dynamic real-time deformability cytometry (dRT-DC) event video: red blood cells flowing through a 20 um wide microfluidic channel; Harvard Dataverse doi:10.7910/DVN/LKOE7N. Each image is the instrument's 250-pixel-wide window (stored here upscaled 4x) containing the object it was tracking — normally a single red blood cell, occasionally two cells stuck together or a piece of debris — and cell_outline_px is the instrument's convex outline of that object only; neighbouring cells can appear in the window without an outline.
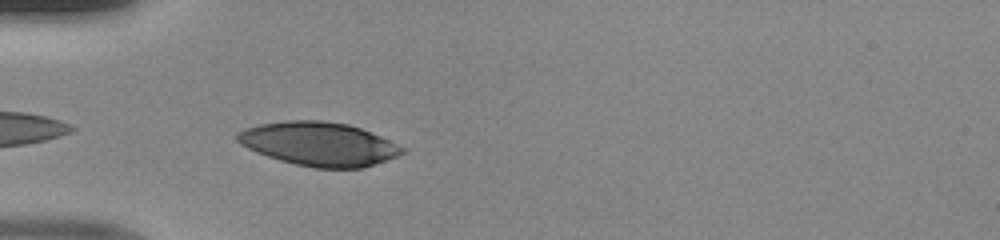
{"species": "human", "species_latin": "Homo sapiens", "temperature_condition": "room temperature", "stored_images_in_passage": 11, "camera_frame_rate_fps": 3000, "um_per_image_px": 0.085, "donor": {"sex": "male"}, "frame": {"image": 1, "passage_image": 2, "time_ms": 0.333, "image_size_px": [1000, 240], "cell_outline_px": [[408, 152], [364, 168], [316, 168], [296, 164], [280, 160], [256, 152], [240, 144], [236, 140], [236, 132], [244, 128], [260, 124], [284, 120], [320, 120], [348, 124], [360, 128], [380, 136], [408, 148]], "centroid_in_image_um": [27.13, 12.23], "position_along_channel_um": 57.9, "area_um2": 42.25}}
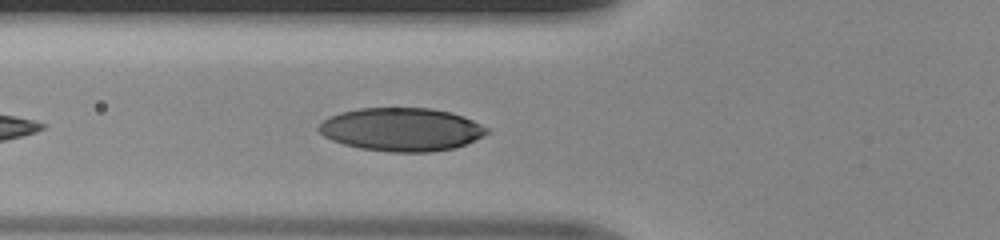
{"frame": {"image": 2, "passage_image": 5, "time_ms": 1.333, "image_size_px": [1000, 240], "cell_outline_px": [[492, 132], [484, 136], [456, 148], [432, 152], [388, 152], [360, 148], [344, 144], [332, 140], [324, 136], [316, 128], [324, 120], [340, 112], [360, 108], [432, 108], [448, 112], [472, 120], [488, 128]], "centroid_in_image_um": [34.14, 11.01], "position_along_channel_um": 91.7, "area_um2": 42.37}}
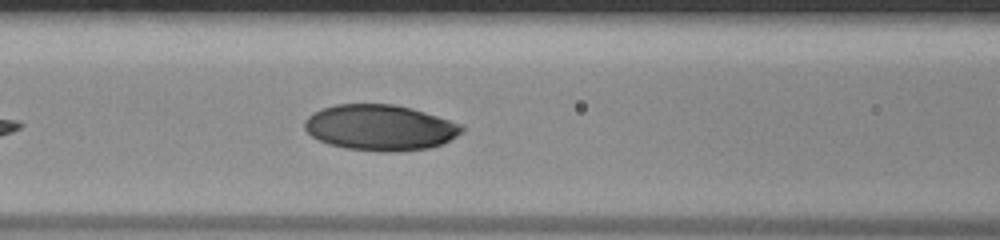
{"frame": {"image": 3, "passage_image": 8, "time_ms": 2.333, "image_size_px": [1000, 240], "cell_outline_px": [[464, 128], [456, 136], [440, 144], [428, 148], [400, 152], [380, 152], [344, 148], [328, 144], [312, 136], [304, 128], [304, 120], [312, 112], [336, 104], [392, 104], [412, 108], [460, 124]], "centroid_in_image_um": [32.26, 10.85], "position_along_channel_um": 134.3, "area_um2": 41.79}}